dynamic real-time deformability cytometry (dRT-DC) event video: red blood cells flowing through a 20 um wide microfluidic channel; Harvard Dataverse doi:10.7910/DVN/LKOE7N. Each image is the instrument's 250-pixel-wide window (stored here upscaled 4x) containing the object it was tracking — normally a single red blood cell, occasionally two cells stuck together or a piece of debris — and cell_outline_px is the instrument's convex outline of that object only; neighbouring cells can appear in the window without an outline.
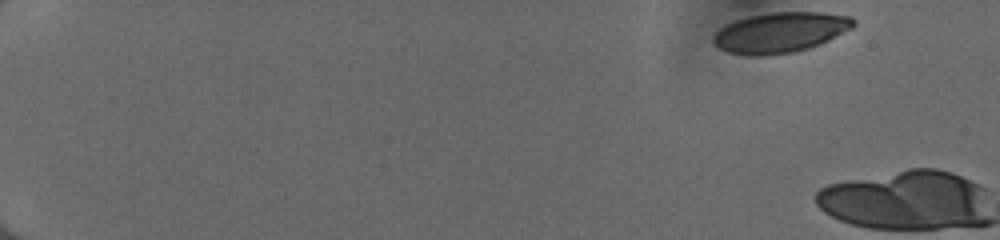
{"species": "human", "species_latin": "Homo sapiens", "temperature_condition": "cold", "stored_images_in_passage": 3, "camera_frame_rate_fps": 3000, "um_per_image_px": 0.085, "donor": {"sex": "female"}, "frame": {"image": 1, "passage_image": 1, "time_ms": 0.0, "image_size_px": [1000, 240], "cell_outline_px": [[856, 24], [852, 28], [828, 40], [808, 48], [792, 52], [764, 56], [748, 56], [728, 52], [720, 48], [712, 40], [712, 36], [720, 28], [736, 20], [748, 16], [772, 12], [820, 12], [852, 16], [856, 20]], "centroid_in_image_um": [66.34, 2.75], "position_along_channel_um": 18.7, "area_um2": 32.89}}